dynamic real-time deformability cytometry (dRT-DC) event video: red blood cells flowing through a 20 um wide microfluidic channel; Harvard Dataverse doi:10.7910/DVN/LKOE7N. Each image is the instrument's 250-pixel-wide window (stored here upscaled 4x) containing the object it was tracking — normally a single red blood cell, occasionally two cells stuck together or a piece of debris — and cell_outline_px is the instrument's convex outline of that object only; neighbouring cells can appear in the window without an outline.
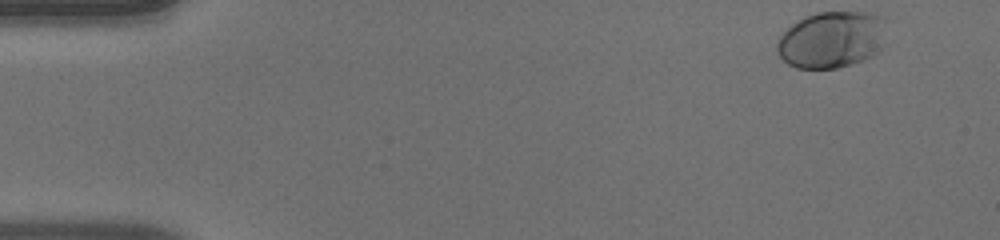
{"species": "human", "species_latin": "Homo sapiens", "temperature_condition": "warm", "stored_images_in_passage": 49, "camera_frame_rate_fps": 3000, "um_per_image_px": 0.085, "donor": {"sex": "male"}, "frame": {"image": 1, "passage_image": 1, "time_ms": 0.0, "image_size_px": [1000, 240], "cell_outline_px": [[884, 44], [880, 52], [864, 60], [836, 68], [796, 68], [788, 64], [780, 56], [776, 48], [776, 44], [780, 36], [792, 24], [804, 16], [816, 12], [868, 12], [884, 16]], "centroid_in_image_um": [70.71, 3.36], "position_along_channel_um": 14.3, "area_um2": 36.41}}
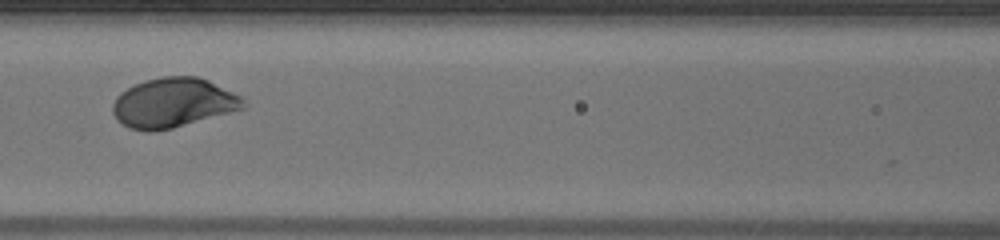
{"frame": {"image": 2, "passage_image": 21, "time_ms": 6.667, "image_size_px": [1000, 240], "cell_outline_px": [[244, 108], [172, 128], [152, 132], [144, 132], [128, 128], [116, 120], [112, 112], [112, 104], [116, 96], [120, 92], [144, 80], [164, 76], [196, 76], [208, 80], [240, 96], [244, 100]], "centroid_in_image_um": [14.65, 8.74], "position_along_channel_um": 152.0, "area_um2": 37.63}}
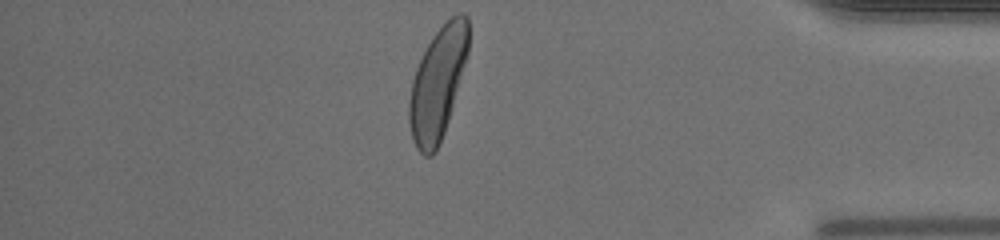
{"frame": {"image": 3, "passage_image": 42, "time_ms": 13.667, "image_size_px": [1000, 240], "cell_outline_px": [[468, 52], [448, 120], [444, 132], [436, 152], [432, 156], [424, 156], [416, 148], [412, 140], [408, 120], [408, 100], [412, 80], [416, 68], [432, 36], [456, 12], [464, 12], [468, 16]], "centroid_in_image_um": [37.18, 7.11], "position_along_channel_um": 398.0, "area_um2": 38.44}, "authors_computed_cell_mechanics": {"area_um2": 36.3562, "velocity_mm_per_s": 3.9877, "shape_relaxation_time_tau1_ms": 1.4585, "shape_relaxation_time_tau2_ms": null, "deformation_change_tau1": 0.1311, "deformation_change_tau2": null}}